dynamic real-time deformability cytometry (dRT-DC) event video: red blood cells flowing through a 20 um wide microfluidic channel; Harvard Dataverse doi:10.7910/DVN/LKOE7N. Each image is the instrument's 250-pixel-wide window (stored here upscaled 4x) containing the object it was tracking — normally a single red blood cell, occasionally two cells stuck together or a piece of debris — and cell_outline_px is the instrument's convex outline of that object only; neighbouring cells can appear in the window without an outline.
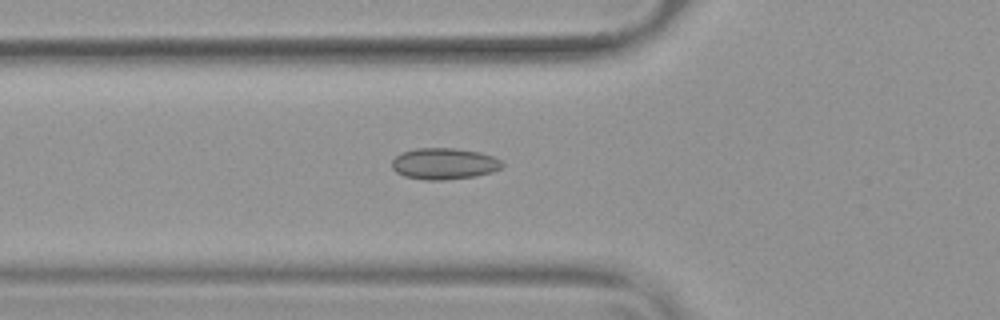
{"species": "common noctule bat (a hibernating species)", "species_latin": "Nyctalus noctula", "temperature_condition": "warm", "stored_images_in_passage": 44, "camera_frame_rate_fps": 3000, "um_per_image_px": 0.085, "animal": {"sex": "female", "body_mass_g": 19.9}, "frame": {"image": 1, "passage_image": 10, "time_ms": 3.0, "image_size_px": [1000, 320], "cell_outline_px": [[504, 164], [500, 168], [492, 172], [476, 176], [444, 180], [424, 180], [404, 176], [396, 172], [392, 168], [392, 160], [400, 152], [416, 148], [456, 148], [480, 152], [492, 156], [500, 160]], "centroid_in_image_um": [37.73, 13.91], "position_along_channel_um": 88.1, "area_um2": 20.29}}
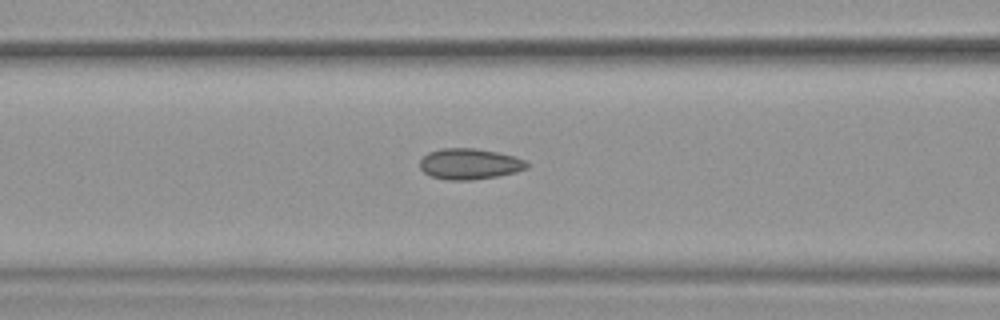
{"frame": {"image": 2, "passage_image": 13, "time_ms": 4.0, "image_size_px": [1000, 320], "cell_outline_px": [[528, 168], [516, 172], [496, 176], [472, 180], [448, 180], [432, 176], [424, 172], [420, 168], [420, 160], [428, 152], [440, 148], [476, 148], [496, 152], [512, 156], [524, 160], [528, 164]], "centroid_in_image_um": [39.89, 13.93], "position_along_channel_um": 126.7, "area_um2": 19.13}}
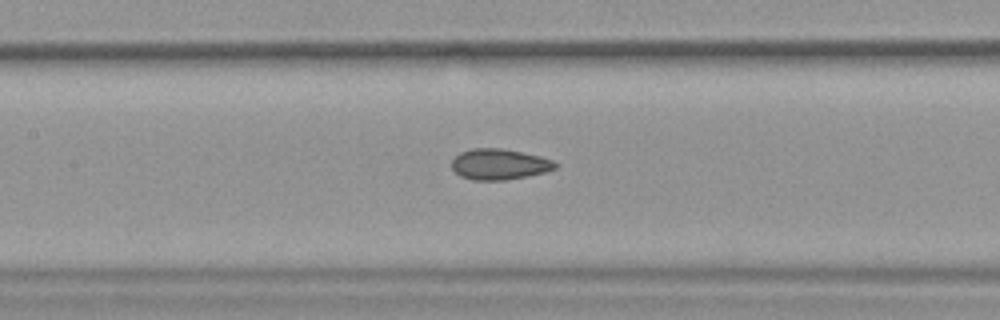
{"frame": {"image": 3, "passage_image": 16, "time_ms": 5.0, "image_size_px": [1000, 320], "cell_outline_px": [[560, 164], [556, 168], [544, 172], [528, 176], [504, 180], [472, 180], [460, 176], [452, 168], [452, 160], [460, 152], [472, 148], [500, 148], [540, 156], [552, 160]], "centroid_in_image_um": [42.44, 13.96], "position_along_channel_um": 165.0, "area_um2": 18.55}, "authors_computed_cell_mechanics": {"area_um2": 18.6116, "velocity_mm_per_s": 3.8152, "shape_relaxation_time_tau1_ms": null, "shape_relaxation_time_tau2_ms": 2.152, "deformation_change_tau1": null, "deformation_change_tau2": 0.0879}}